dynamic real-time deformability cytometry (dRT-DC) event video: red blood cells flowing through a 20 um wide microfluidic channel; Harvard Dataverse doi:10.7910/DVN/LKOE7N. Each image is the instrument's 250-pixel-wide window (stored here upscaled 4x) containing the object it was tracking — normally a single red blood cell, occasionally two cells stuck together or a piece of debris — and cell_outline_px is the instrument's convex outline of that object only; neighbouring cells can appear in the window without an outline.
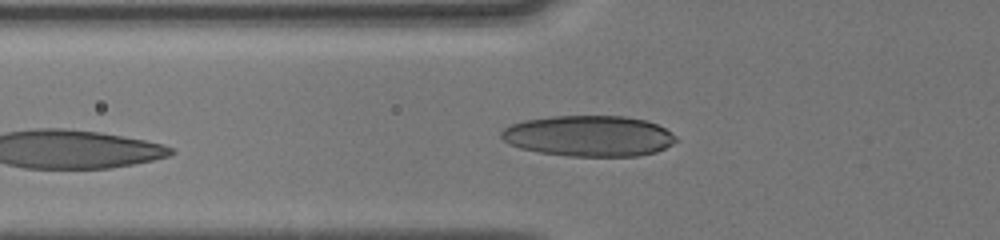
{"species": "human", "species_latin": "Homo sapiens", "temperature_condition": "cold", "stored_images_in_passage": 6, "camera_frame_rate_fps": 3000, "um_per_image_px": 0.085, "donor": {"sex": "male"}, "frame": {"image": 1, "passage_image": 6, "time_ms": 2.0, "image_size_px": [1000, 240], "cell_outline_px": [[680, 140], [656, 152], [636, 156], [568, 156], [540, 152], [520, 148], [504, 140], [500, 136], [500, 132], [504, 128], [512, 124], [524, 120], [552, 116], [624, 116], [648, 120], [672, 132]], "centroid_in_image_um": [50.09, 11.55], "position_along_channel_um": 75.7, "area_um2": 41.67}}